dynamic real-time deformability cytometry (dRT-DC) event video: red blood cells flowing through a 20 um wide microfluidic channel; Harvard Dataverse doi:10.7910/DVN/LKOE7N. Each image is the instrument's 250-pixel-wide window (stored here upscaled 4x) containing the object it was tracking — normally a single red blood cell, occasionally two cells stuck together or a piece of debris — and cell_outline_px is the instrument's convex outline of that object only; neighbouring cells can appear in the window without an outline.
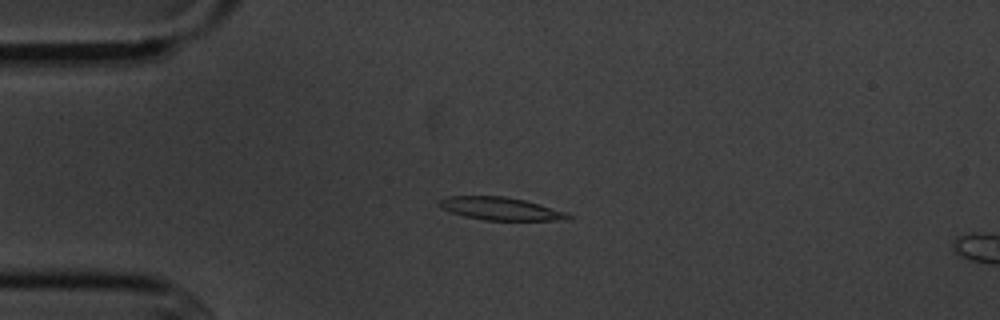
{"species": "common noctule bat (a hibernating species)", "species_latin": "Nyctalus noctula", "temperature_condition": "cold", "stored_images_in_passage": 4, "camera_frame_rate_fps": 3000, "um_per_image_px": 0.085, "animal": {"sex": "male", "body_mass_g": 20.1, "forearm_length_mm": 53.5}, "frame": {"image": 1, "passage_image": 3, "time_ms": 2.333, "image_size_px": [1000, 320], "cell_outline_px": [[572, 220], [484, 220], [464, 216], [440, 208], [436, 204], [436, 200], [448, 196], [504, 196], [524, 200], [564, 212], [572, 216]], "centroid_in_image_um": [42.47, 17.73], "position_along_channel_um": 42.5, "area_um2": 17.11}}